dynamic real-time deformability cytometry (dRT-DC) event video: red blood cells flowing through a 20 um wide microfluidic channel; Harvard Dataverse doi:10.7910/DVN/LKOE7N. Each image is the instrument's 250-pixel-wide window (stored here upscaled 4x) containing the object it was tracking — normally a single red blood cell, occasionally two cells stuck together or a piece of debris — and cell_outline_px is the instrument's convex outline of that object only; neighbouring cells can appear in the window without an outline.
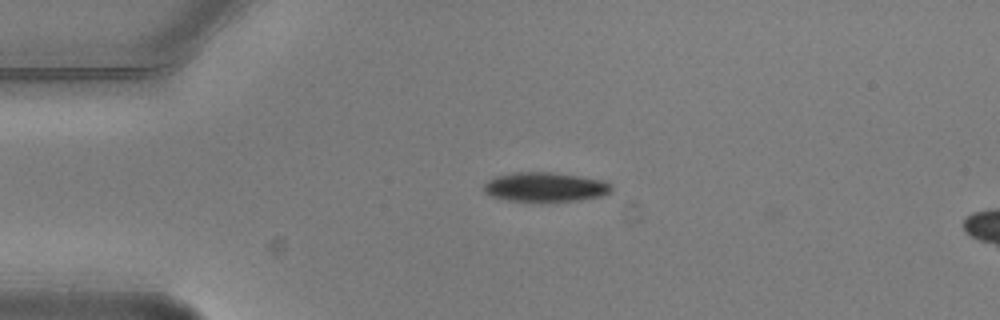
{"species": "common noctule bat (a hibernating species)", "species_latin": "Nyctalus noctula", "temperature_condition": "warm", "stored_images_in_passage": 3, "segment_of_instrument_passage": [1, 2], "camera_frame_rate_fps": 3000, "um_per_image_px": 0.085, "animal": {"sex": "male", "body_mass_g": 20.5, "forearm_length_mm": 52.5}, "frame": {"image": 1, "passage_image": 1, "time_ms": 0.0, "image_size_px": [1000, 320], "cell_outline_px": [[612, 192], [604, 196], [576, 200], [540, 204], [508, 200], [492, 196], [484, 192], [484, 184], [488, 180], [496, 176], [516, 172], [552, 172], [604, 180], [612, 184]], "centroid_in_image_um": [46.37, 15.93], "position_along_channel_um": 38.6, "area_um2": 22.54}}